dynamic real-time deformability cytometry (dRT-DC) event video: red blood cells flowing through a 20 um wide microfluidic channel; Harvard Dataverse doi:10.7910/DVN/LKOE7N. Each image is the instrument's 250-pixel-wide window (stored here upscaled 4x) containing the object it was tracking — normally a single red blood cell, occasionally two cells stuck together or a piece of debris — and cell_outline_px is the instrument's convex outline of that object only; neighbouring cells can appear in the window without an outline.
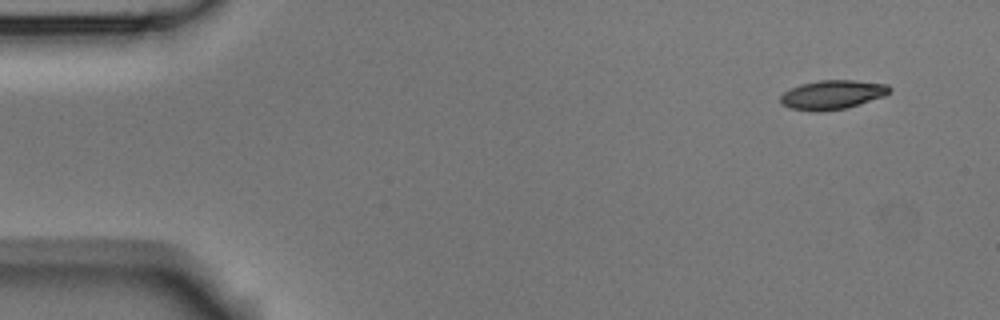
{"species": "Egyptian fruit bat (a non-hibernating species)", "species_latin": "Rousettus aegyptiacus", "temperature_condition": "room temperature", "stored_images_in_passage": 4, "camera_frame_rate_fps": 3000, "um_per_image_px": 0.085, "animal": {"sex": "male"}, "frame": {"image": 1, "passage_image": 1, "time_ms": 0.0, "image_size_px": [1000, 320], "cell_outline_px": [[892, 88], [884, 96], [844, 108], [816, 112], [788, 108], [780, 104], [780, 96], [788, 88], [800, 84], [820, 80], [856, 80], [888, 84]], "centroid_in_image_um": [70.69, 8.04], "position_along_channel_um": 14.3, "area_um2": 18.55}}
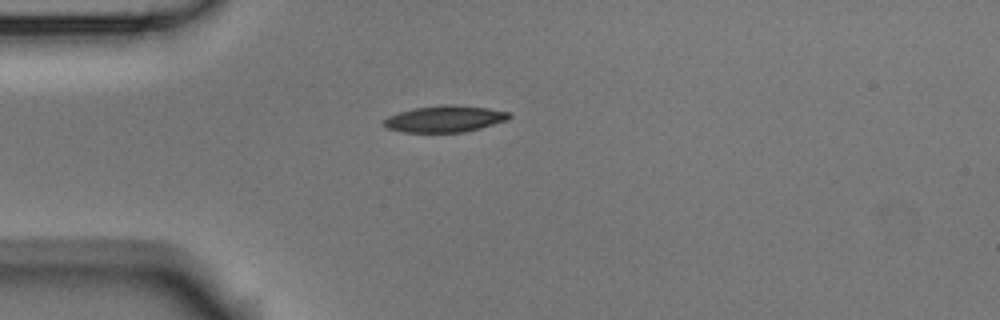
{"frame": {"image": 2, "passage_image": 4, "time_ms": 1.0, "image_size_px": [1000, 320], "cell_outline_px": [[512, 116], [508, 120], [480, 128], [464, 132], [404, 132], [388, 128], [384, 124], [384, 120], [388, 116], [400, 112], [416, 108], [488, 108], [508, 112]], "centroid_in_image_um": [37.82, 10.17], "position_along_channel_um": 47.2, "area_um2": 18.03}}